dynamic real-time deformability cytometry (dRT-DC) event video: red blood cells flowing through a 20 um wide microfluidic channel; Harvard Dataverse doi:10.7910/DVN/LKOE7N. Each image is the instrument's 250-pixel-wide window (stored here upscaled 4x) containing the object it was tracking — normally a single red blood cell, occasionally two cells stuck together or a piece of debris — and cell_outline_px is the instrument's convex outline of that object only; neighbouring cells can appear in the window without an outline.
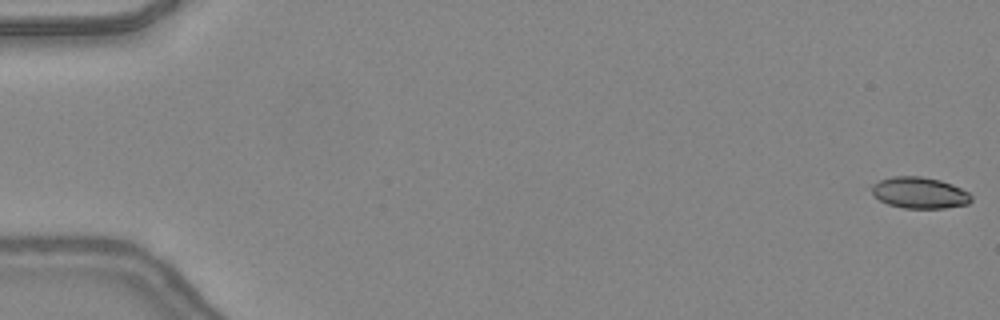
{"species": "common noctule bat (a hibernating species)", "species_latin": "Nyctalus noctula", "temperature_condition": "warm", "stored_images_in_passage": 16, "camera_frame_rate_fps": 3000, "um_per_image_px": 0.085, "animal": {"sex": "female", "body_mass_g": 24.6, "forearm_length_mm": 56.2}, "frame": {"image": 1, "passage_image": 1, "time_ms": 0.0, "image_size_px": [1000, 320], "cell_outline_px": [[972, 200], [968, 204], [944, 208], [904, 208], [888, 204], [880, 200], [872, 192], [872, 184], [880, 180], [892, 176], [920, 176], [940, 180], [952, 184], [968, 192], [972, 196]], "centroid_in_image_um": [78.17, 16.38], "position_along_channel_um": 6.8, "area_um2": 18.09}}
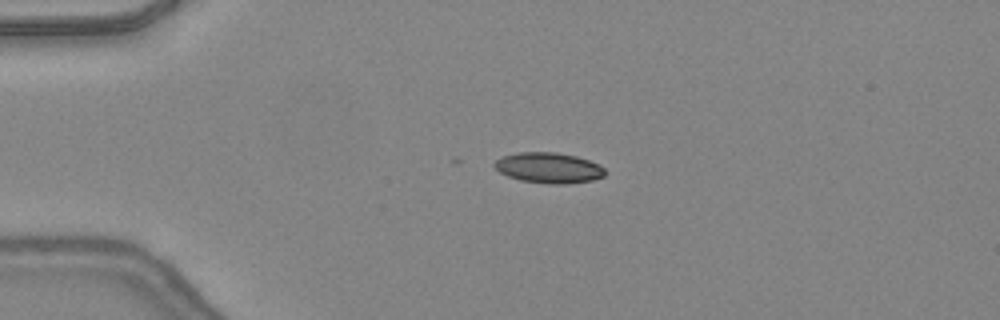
{"frame": {"image": 2, "passage_image": 12, "time_ms": 3.667, "image_size_px": [1000, 320], "cell_outline_px": [[604, 176], [592, 180], [564, 184], [548, 184], [520, 180], [508, 176], [500, 172], [492, 164], [496, 160], [504, 156], [516, 152], [556, 152], [576, 156], [600, 164], [604, 168]], "centroid_in_image_um": [46.63, 14.26], "position_along_channel_um": 38.4, "area_um2": 19.65}}